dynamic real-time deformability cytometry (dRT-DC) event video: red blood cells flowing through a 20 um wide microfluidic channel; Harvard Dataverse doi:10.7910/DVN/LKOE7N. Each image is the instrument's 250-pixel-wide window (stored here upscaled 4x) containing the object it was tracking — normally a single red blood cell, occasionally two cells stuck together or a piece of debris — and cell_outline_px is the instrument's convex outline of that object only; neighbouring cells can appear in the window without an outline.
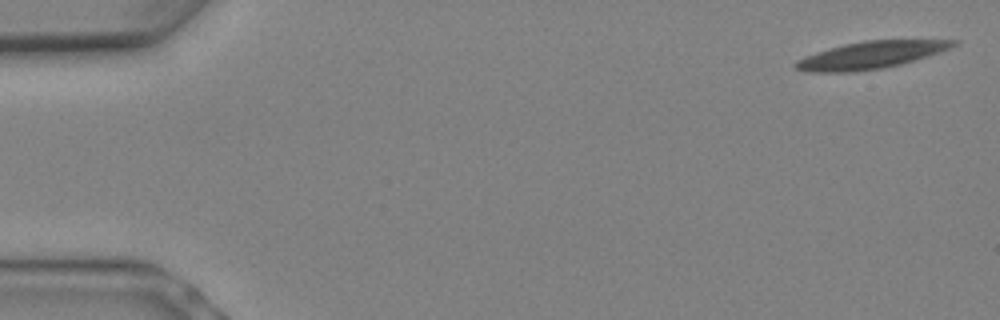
{"species": "Egyptian fruit bat (a non-hibernating species)", "species_latin": "Rousettus aegyptiacus", "temperature_condition": "warm", "stored_images_in_passage": 7, "camera_frame_rate_fps": 3000, "um_per_image_px": 0.085, "animal": {"sex": "female"}, "frame": {"image": 1, "passage_image": 1, "time_ms": 0.0, "image_size_px": [1000, 320], "cell_outline_px": [[960, 44], [900, 64], [884, 68], [852, 72], [804, 72], [796, 68], [792, 64], [796, 60], [804, 56], [816, 52], [844, 44], [864, 40], [960, 40]], "centroid_in_image_um": [73.93, 4.68], "position_along_channel_um": 11.1, "area_um2": 24.8}}